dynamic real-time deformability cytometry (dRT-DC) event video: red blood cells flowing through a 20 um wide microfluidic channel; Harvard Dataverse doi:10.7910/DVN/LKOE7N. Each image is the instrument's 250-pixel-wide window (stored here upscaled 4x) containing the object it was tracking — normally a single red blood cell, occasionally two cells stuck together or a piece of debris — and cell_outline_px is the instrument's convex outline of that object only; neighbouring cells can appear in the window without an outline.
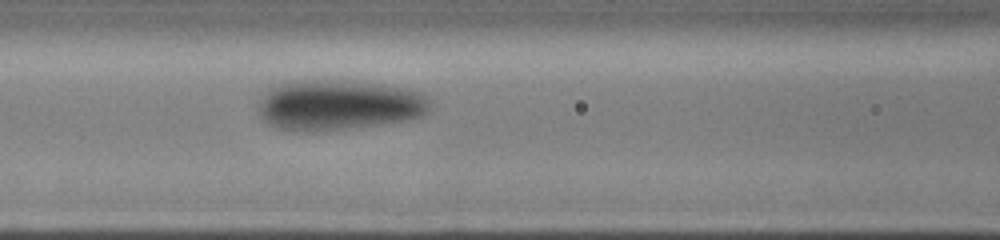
{"species": "human", "species_latin": "Homo sapiens", "temperature_condition": "cold", "stored_images_in_passage": 35, "camera_frame_rate_fps": 3000, "um_per_image_px": 0.085, "donor": {"sex": "male"}, "frame": {"image": 1, "passage_image": 11, "time_ms": 1.667, "image_size_px": [1000, 240], "cell_outline_px": [[428, 112], [424, 116], [412, 120], [312, 132], [280, 128], [268, 124], [260, 116], [256, 108], [256, 104], [260, 96], [268, 88], [288, 80], [332, 80], [380, 84], [404, 88], [420, 92], [428, 96]], "centroid_in_image_um": [28.72, 8.92], "position_along_channel_um": 137.9, "area_um2": 50.75}}
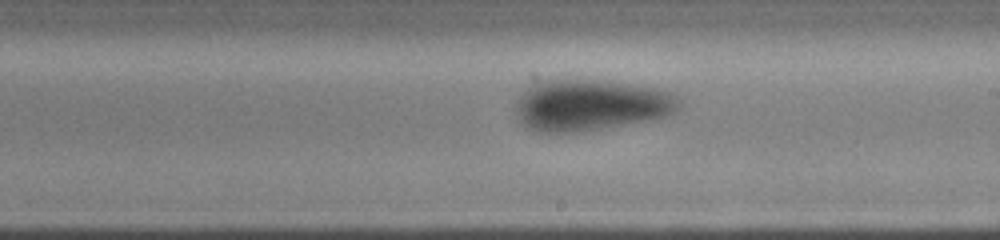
{"frame": {"image": 2, "passage_image": 24, "time_ms": 4.0, "image_size_px": [1000, 240], "cell_outline_px": [[680, 108], [676, 112], [664, 116], [648, 120], [576, 132], [540, 132], [524, 128], [516, 112], [516, 108], [520, 96], [528, 88], [544, 80], [564, 76], [604, 80], [636, 84], [656, 88], [668, 92], [676, 96], [680, 100]], "centroid_in_image_um": [50.19, 8.89], "position_along_channel_um": 238.8, "area_um2": 49.3}}
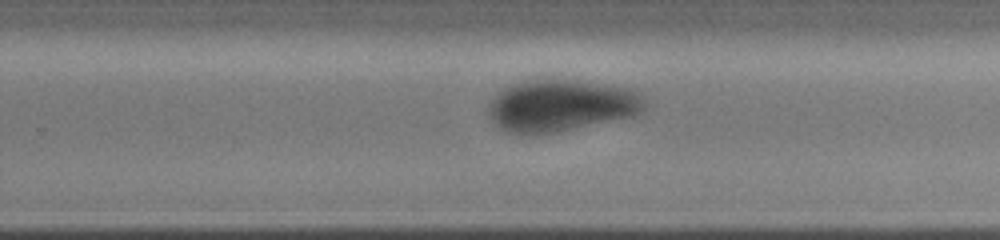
{"frame": {"image": 3, "passage_image": 30, "time_ms": 5.0, "image_size_px": [1000, 240], "cell_outline_px": [[648, 104], [640, 112], [632, 116], [552, 132], [508, 132], [500, 128], [492, 120], [488, 112], [488, 104], [508, 84], [536, 76], [540, 76], [572, 80], [628, 88], [640, 92], [644, 96]], "centroid_in_image_um": [47.68, 8.9], "position_along_channel_um": 282.1, "area_um2": 47.11}}